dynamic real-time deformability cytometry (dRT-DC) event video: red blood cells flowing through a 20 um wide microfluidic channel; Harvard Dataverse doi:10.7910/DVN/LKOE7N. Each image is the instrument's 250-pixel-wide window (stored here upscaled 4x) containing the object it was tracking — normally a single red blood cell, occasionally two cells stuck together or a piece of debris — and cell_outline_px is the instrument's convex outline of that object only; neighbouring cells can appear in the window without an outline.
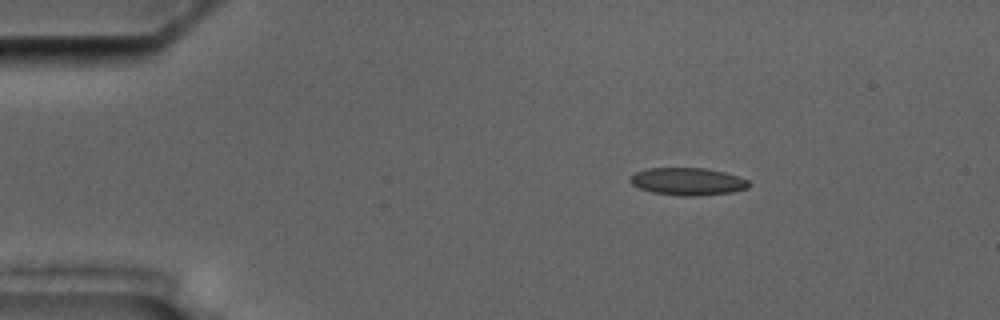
{"species": "common noctule bat (a hibernating species)", "species_latin": "Nyctalus noctula", "temperature_condition": "cold", "stored_images_in_passage": 4, "camera_frame_rate_fps": 3000, "um_per_image_px": 0.085, "animal": {"sex": "male", "body_mass_g": 17.5, "forearm_length_mm": 52.3}, "frame": {"image": 1, "passage_image": 1, "time_ms": 0.0, "image_size_px": [1000, 320], "cell_outline_px": [[752, 184], [748, 188], [732, 192], [696, 196], [680, 196], [652, 192], [640, 188], [632, 184], [628, 180], [636, 172], [648, 168], [708, 168], [724, 172], [748, 180]], "centroid_in_image_um": [58.47, 15.43], "position_along_channel_um": 26.5, "area_um2": 19.02}}
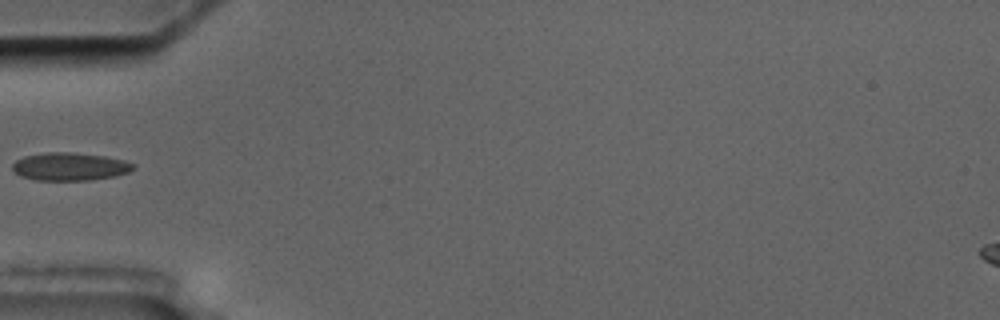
{"frame": {"image": 2, "passage_image": 4, "time_ms": 3.333, "image_size_px": [1000, 320], "cell_outline_px": [[136, 168], [128, 172], [116, 176], [92, 180], [36, 180], [20, 176], [12, 168], [12, 164], [16, 160], [24, 156], [48, 152], [76, 152], [104, 156], [124, 160], [136, 164]], "centroid_in_image_um": [5.97, 14.15], "position_along_channel_um": 79.0, "area_um2": 19.83}}